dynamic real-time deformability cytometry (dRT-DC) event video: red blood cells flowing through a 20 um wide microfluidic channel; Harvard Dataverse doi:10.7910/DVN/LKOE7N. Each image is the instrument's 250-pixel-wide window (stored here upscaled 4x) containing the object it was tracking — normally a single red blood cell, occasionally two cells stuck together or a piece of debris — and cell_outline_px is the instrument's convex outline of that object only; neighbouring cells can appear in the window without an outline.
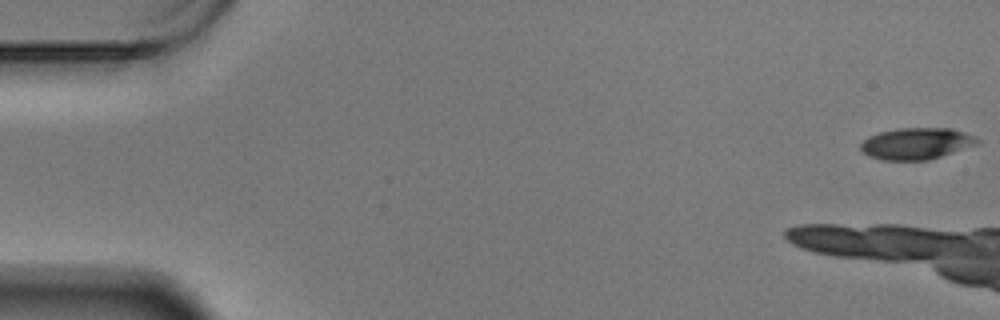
{"species": "Egyptian fruit bat (a non-hibernating species)", "species_latin": "Rousettus aegyptiacus", "temperature_condition": "warm", "stored_images_in_passage": 10, "camera_frame_rate_fps": 3000, "um_per_image_px": 0.085, "animal": {"sex": "male"}, "frame": {"image": 1, "passage_image": 1, "time_ms": 0.0, "image_size_px": [1000, 320], "cell_outline_px": [[980, 144], [928, 160], [880, 160], [868, 156], [860, 148], [860, 144], [868, 136], [880, 132], [896, 128], [952, 128], [976, 136], [980, 140]], "centroid_in_image_um": [77.92, 12.2], "position_along_channel_um": 7.1, "area_um2": 21.68}}